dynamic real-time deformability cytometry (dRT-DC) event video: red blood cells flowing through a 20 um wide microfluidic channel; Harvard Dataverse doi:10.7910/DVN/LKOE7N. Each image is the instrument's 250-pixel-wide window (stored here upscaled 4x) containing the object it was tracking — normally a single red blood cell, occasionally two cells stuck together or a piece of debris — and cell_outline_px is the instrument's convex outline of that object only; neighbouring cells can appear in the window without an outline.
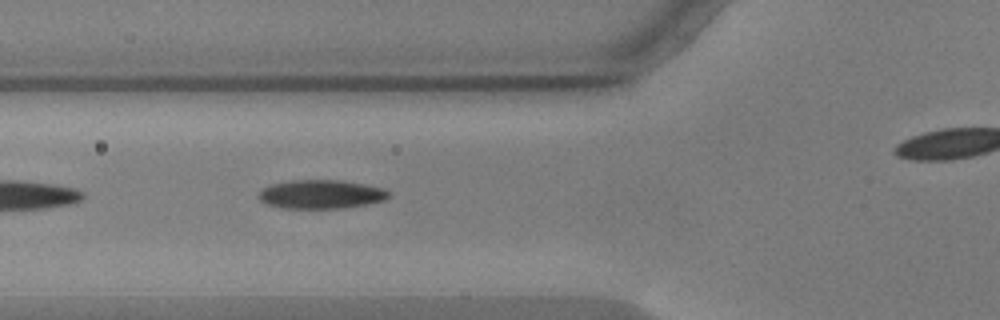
{"species": "common noctule bat (a hibernating species)", "species_latin": "Nyctalus noctula", "temperature_condition": "warm", "stored_images_in_passage": 33, "camera_frame_rate_fps": 3000, "um_per_image_px": 0.085, "animal": {"sex": "male", "body_mass_g": 17.9, "forearm_length_mm": 54.2}, "frame": {"image": 1, "passage_image": 5, "time_ms": 1.333, "image_size_px": [1000, 320], "cell_outline_px": [[392, 196], [384, 200], [368, 204], [344, 208], [280, 208], [264, 204], [256, 196], [264, 188], [272, 184], [292, 180], [344, 180], [384, 188]], "centroid_in_image_um": [27.29, 16.52], "position_along_channel_um": 98.5, "area_um2": 22.02}}
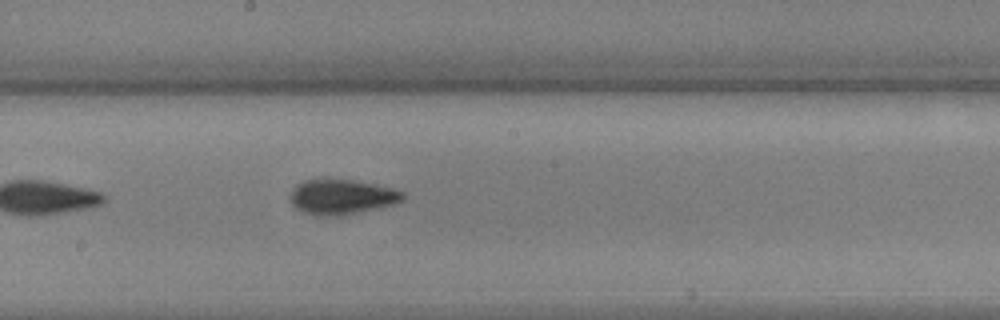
{"frame": {"image": 2, "passage_image": 15, "time_ms": 4.667, "image_size_px": [1000, 320], "cell_outline_px": [[404, 200], [380, 208], [340, 216], [320, 216], [304, 212], [296, 208], [292, 204], [292, 188], [296, 184], [304, 180], [352, 180], [392, 188], [404, 192]], "centroid_in_image_um": [29.06, 16.75], "position_along_channel_um": 219.1, "area_um2": 22.72}}
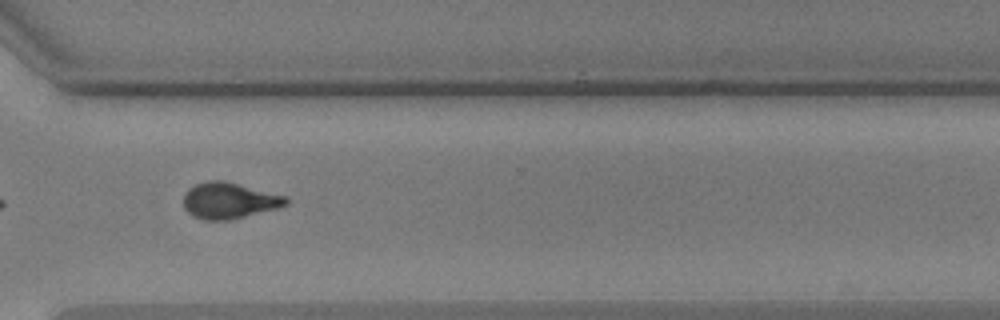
{"frame": {"image": 3, "passage_image": 26, "time_ms": 8.333, "image_size_px": [1000, 320], "cell_outline_px": [[288, 204], [276, 208], [232, 220], [204, 220], [192, 216], [184, 208], [184, 192], [188, 188], [196, 184], [208, 180], [224, 180], [288, 196]], "centroid_in_image_um": [19.47, 17.04], "position_along_channel_um": 351.1, "area_um2": 21.79}}